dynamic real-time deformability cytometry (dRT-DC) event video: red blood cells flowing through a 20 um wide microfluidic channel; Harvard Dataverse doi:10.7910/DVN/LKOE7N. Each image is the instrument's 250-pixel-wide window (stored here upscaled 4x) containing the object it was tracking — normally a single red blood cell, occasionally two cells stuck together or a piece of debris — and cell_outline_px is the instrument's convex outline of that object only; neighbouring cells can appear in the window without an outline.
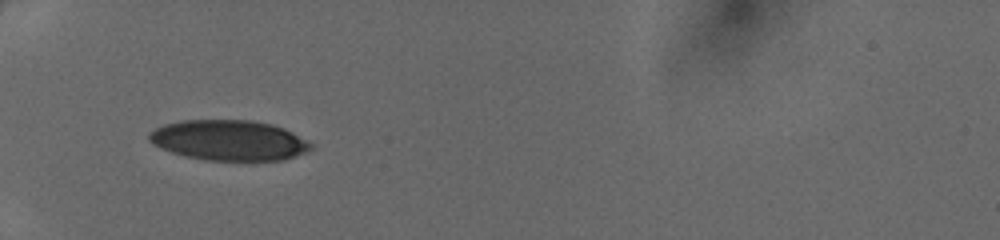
{"species": "human", "species_latin": "Homo sapiens", "temperature_condition": "cold", "stored_images_in_passage": 22, "camera_frame_rate_fps": 3000, "um_per_image_px": 0.085, "donor": {"sex": "female"}, "frame": {"image": 1, "passage_image": 1, "time_ms": 0.0, "image_size_px": [1000, 240], "cell_outline_px": [[316, 148], [308, 152], [284, 160], [208, 160], [184, 156], [160, 148], [152, 144], [148, 140], [148, 132], [164, 124], [180, 120], [248, 120], [272, 124], [284, 128], [292, 132], [312, 144]], "centroid_in_image_um": [19.46, 11.92], "position_along_channel_um": 65.5, "area_um2": 38.26}}
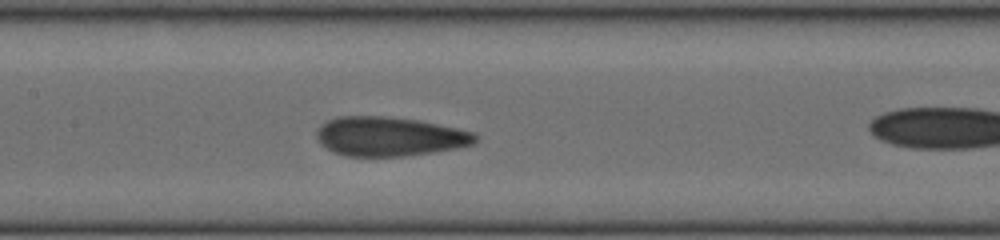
{"frame": {"image": 2, "passage_image": 6, "time_ms": 1.667, "image_size_px": [1000, 240], "cell_outline_px": [[480, 140], [472, 144], [456, 148], [432, 152], [404, 156], [344, 156], [332, 152], [320, 144], [316, 136], [316, 132], [320, 124], [328, 120], [340, 116], [384, 116], [420, 120], [476, 132]], "centroid_in_image_um": [33.11, 11.6], "position_along_channel_um": 174.3, "area_um2": 36.65}}
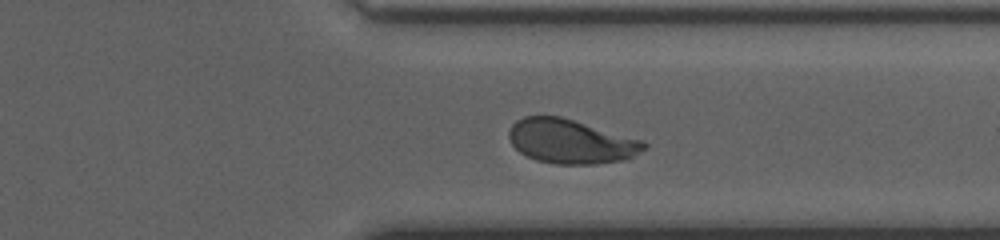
{"frame": {"image": 3, "passage_image": 19, "time_ms": 6.0, "image_size_px": [1000, 240], "cell_outline_px": [[648, 148], [632, 156], [620, 160], [596, 164], [556, 164], [536, 160], [520, 152], [512, 144], [508, 136], [508, 132], [512, 124], [516, 120], [524, 116], [560, 116], [640, 140], [648, 144]], "centroid_in_image_um": [48.48, 12.02], "position_along_channel_um": 362.9, "area_um2": 34.39}}